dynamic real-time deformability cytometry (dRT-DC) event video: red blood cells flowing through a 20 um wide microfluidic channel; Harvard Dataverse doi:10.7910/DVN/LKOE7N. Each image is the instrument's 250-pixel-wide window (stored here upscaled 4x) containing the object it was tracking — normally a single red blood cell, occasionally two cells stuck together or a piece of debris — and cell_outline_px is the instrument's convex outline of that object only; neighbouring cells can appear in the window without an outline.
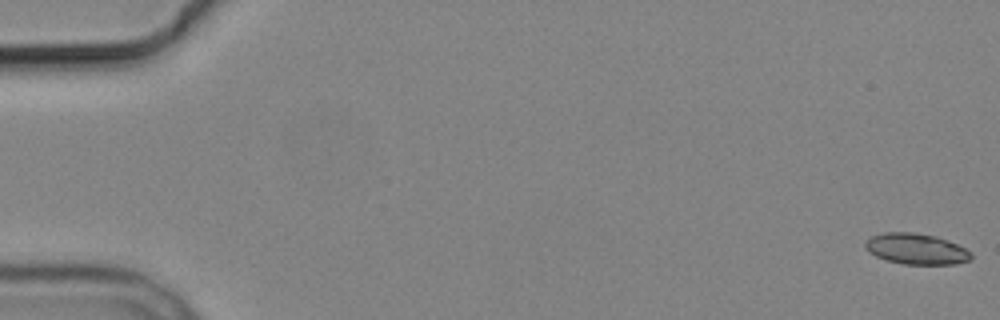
{"species": "common noctule bat (a hibernating species)", "species_latin": "Nyctalus noctula", "temperature_condition": "cold", "stored_images_in_passage": 8, "camera_frame_rate_fps": 3000, "um_per_image_px": 0.085, "animal": {"sex": "male", "body_mass_g": 19.2, "forearm_length_mm": 51.8}, "frame": {"image": 1, "passage_image": 1, "time_ms": 0.0, "image_size_px": [1000, 320], "cell_outline_px": [[972, 260], [956, 264], [904, 264], [888, 260], [876, 256], [868, 252], [864, 248], [864, 244], [872, 236], [884, 232], [912, 232], [936, 236], [956, 244], [972, 252]], "centroid_in_image_um": [77.89, 21.16], "position_along_channel_um": 7.1, "area_um2": 19.02}}
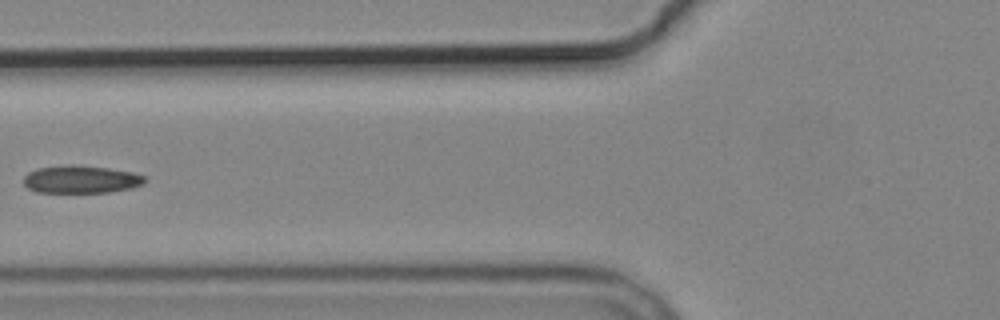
{"frame": {"image": 2, "passage_image": 7, "time_ms": 7.333, "image_size_px": [1000, 320], "cell_outline_px": [[144, 184], [132, 188], [108, 192], [36, 192], [28, 188], [24, 184], [24, 176], [28, 172], [36, 168], [108, 168], [132, 172], [144, 176]], "centroid_in_image_um": [6.9, 15.3], "position_along_channel_um": 118.9, "area_um2": 18.5}}
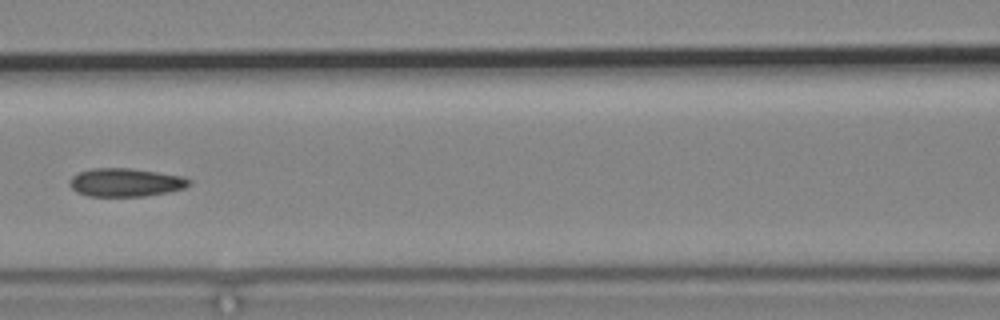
{"frame": {"image": 3, "passage_image": 8, "time_ms": 8.333, "image_size_px": [1000, 320], "cell_outline_px": [[192, 180], [184, 188], [168, 192], [144, 196], [88, 196], [76, 192], [68, 184], [68, 180], [72, 176], [80, 172], [92, 168], [128, 168], [184, 176]], "centroid_in_image_um": [10.64, 15.5], "position_along_channel_um": 156.0, "area_um2": 19.71}}